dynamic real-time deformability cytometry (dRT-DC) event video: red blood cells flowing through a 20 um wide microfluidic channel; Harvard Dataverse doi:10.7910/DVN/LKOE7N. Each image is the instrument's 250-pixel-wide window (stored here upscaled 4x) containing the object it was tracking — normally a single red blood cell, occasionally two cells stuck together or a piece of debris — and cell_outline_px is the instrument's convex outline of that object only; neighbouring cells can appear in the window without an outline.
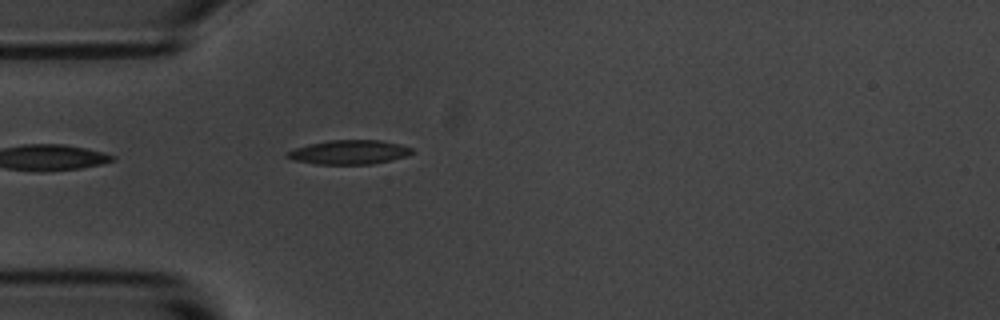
{"species": "common noctule bat (a hibernating species)", "species_latin": "Nyctalus noctula", "temperature_condition": "room temperature", "stored_images_in_passage": 3, "camera_frame_rate_fps": 3000, "um_per_image_px": 0.085, "animal": {"sex": "male", "body_mass_g": 20.1, "forearm_length_mm": 53.5}, "frame": {"image": 1, "passage_image": 3, "time_ms": 3.0, "image_size_px": [1000, 320], "cell_outline_px": [[416, 152], [408, 156], [392, 160], [372, 164], [316, 164], [292, 160], [284, 156], [284, 152], [308, 144], [328, 140], [380, 140], [400, 144], [412, 148]], "centroid_in_image_um": [29.68, 12.94], "position_along_channel_um": 55.3, "area_um2": 17.86}}